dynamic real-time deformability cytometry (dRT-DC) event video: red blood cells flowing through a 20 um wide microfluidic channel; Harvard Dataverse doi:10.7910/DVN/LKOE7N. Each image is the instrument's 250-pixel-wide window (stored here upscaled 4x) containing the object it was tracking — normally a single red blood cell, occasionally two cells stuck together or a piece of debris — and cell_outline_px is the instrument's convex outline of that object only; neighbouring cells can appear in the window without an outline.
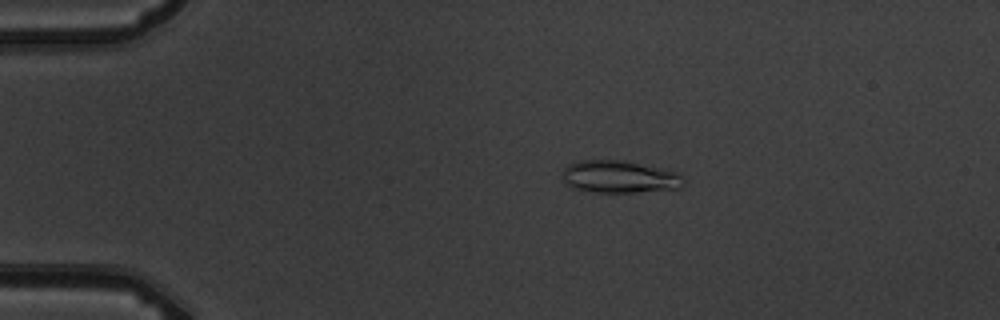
{"species": "common noctule bat (a hibernating species)", "species_latin": "Nyctalus noctula", "temperature_condition": "warm", "stored_images_in_passage": 4, "camera_frame_rate_fps": 3000, "um_per_image_px": 0.085, "animal": {"sex": "male", "body_mass_g": 19.5, "forearm_length_mm": 54.6}, "frame": {"image": 1, "passage_image": 3, "time_ms": 3.333, "image_size_px": [1000, 320], "cell_outline_px": [[688, 180], [680, 188], [636, 192], [596, 192], [572, 188], [564, 184], [560, 176], [564, 168], [568, 164], [580, 160], [624, 160], [664, 168], [680, 172]], "centroid_in_image_um": [52.68, 15.02], "position_along_channel_um": 32.3, "area_um2": 23.52}}